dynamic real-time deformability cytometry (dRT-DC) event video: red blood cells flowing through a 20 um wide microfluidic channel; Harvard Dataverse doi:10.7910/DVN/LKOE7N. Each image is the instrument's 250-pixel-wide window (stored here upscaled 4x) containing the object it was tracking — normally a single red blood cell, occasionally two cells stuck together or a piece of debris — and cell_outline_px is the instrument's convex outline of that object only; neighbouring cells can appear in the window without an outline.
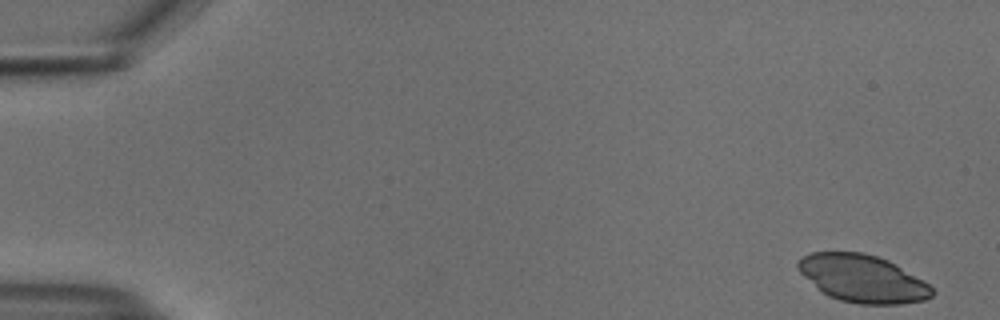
{"species": "common noctule bat (a hibernating species)", "species_latin": "Nyctalus noctula", "temperature_condition": "cold", "stored_images_in_passage": 53, "camera_frame_rate_fps": 3000, "um_per_image_px": 0.085, "animal": {"sex": "male", "body_mass_g": 18.8}, "frame": {"image": 1, "passage_image": 1, "time_ms": 0.0, "image_size_px": [1000, 320], "cell_outline_px": [[936, 292], [932, 296], [924, 300], [900, 304], [860, 304], [840, 300], [828, 296], [816, 288], [796, 268], [796, 264], [804, 256], [812, 252], [860, 252], [876, 256], [888, 260], [924, 280]], "centroid_in_image_um": [73.33, 23.68], "position_along_channel_um": 11.7, "area_um2": 37.05}}